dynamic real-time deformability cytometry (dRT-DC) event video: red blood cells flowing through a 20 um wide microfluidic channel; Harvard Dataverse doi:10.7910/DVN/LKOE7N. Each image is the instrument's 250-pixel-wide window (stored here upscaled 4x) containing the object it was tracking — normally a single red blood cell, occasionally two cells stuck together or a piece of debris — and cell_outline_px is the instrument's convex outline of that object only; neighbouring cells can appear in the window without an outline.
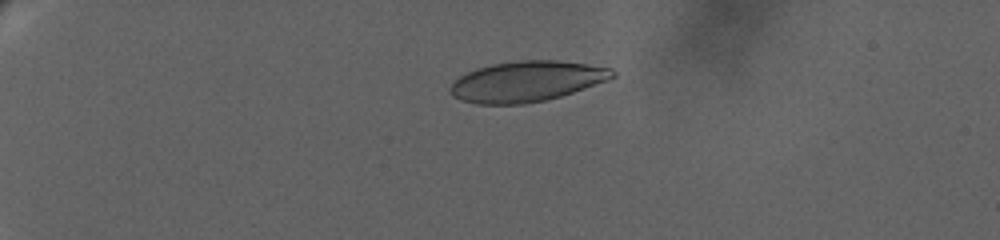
{"species": "human", "species_latin": "Homo sapiens", "temperature_condition": "warm", "stored_images_in_passage": 148, "camera_frame_rate_fps": 3000, "um_per_image_px": 0.085, "donor": {"sex": "female"}, "frame": {"image": 1, "passage_image": 4, "time_ms": 0.667, "image_size_px": [1000, 240], "cell_outline_px": [[616, 76], [608, 80], [560, 96], [544, 100], [524, 104], [476, 104], [460, 100], [452, 96], [448, 92], [448, 88], [452, 80], [476, 68], [492, 64], [516, 60], [556, 60], [588, 64], [612, 68], [616, 72]], "centroid_in_image_um": [44.72, 6.91], "position_along_channel_um": 40.3, "area_um2": 38.55}}
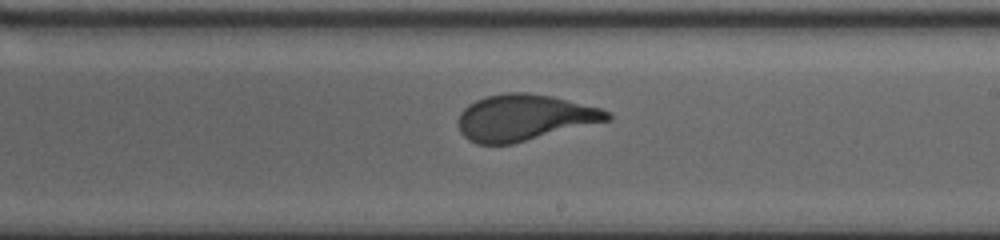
{"frame": {"image": 2, "passage_image": 77, "time_ms": 10.333, "image_size_px": [1000, 240], "cell_outline_px": [[612, 120], [512, 144], [476, 144], [468, 140], [460, 132], [456, 124], [456, 120], [460, 112], [468, 104], [476, 100], [488, 96], [504, 92], [528, 92], [552, 96], [600, 108], [608, 112], [612, 116]], "centroid_in_image_um": [44.53, 10.0], "position_along_channel_um": 244.5, "area_um2": 40.46}}
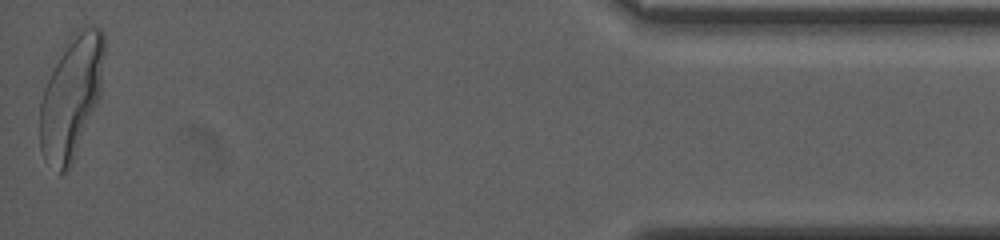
{"frame": {"image": 3, "passage_image": 146, "time_ms": 18.667, "image_size_px": [1000, 240], "cell_outline_px": [[104, 52], [100, 96], [72, 164], [64, 172], [60, 172], [44, 160], [40, 148], [40, 104], [44, 88], [72, 32], [76, 28], [84, 24], [92, 24], [100, 28], [104, 32]], "centroid_in_image_um": [6.08, 8.19], "position_along_channel_um": 429.1, "area_um2": 45.72}, "authors_computed_cell_mechanics": {"area_um2": 40.4022, "velocity_mm_per_s": 2.9719, "shape_relaxation_time_tau1_ms": 6.8733, "shape_relaxation_time_tau2_ms": null, "deformation_change_tau1": 0.2263, "deformation_change_tau2": null}}